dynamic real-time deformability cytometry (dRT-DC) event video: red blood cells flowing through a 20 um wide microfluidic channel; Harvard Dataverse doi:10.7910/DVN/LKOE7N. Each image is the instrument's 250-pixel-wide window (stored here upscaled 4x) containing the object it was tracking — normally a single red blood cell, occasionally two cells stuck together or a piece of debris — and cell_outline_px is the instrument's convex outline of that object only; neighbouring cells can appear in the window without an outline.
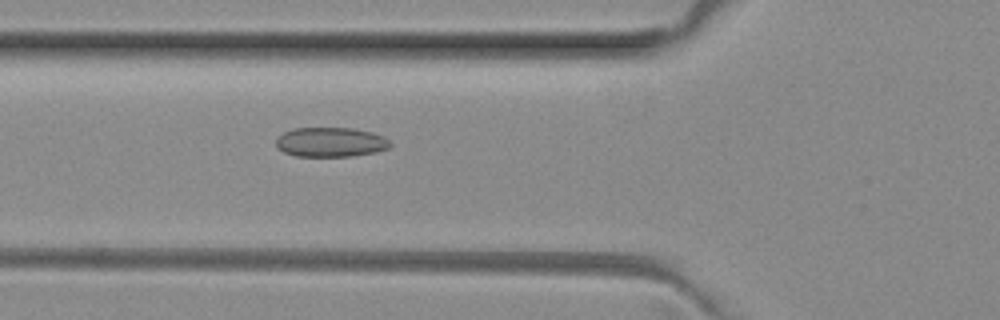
{"species": "common noctule bat (a hibernating species)", "species_latin": "Nyctalus noctula", "temperature_condition": "room temperature", "stored_images_in_passage": 7, "camera_frame_rate_fps": 3000, "um_per_image_px": 0.085, "animal": {"sex": "female", "body_mass_g": 29.2, "forearm_length_mm": 56.3}, "frame": {"image": 1, "passage_image": 7, "time_ms": 2.0, "image_size_px": [1000, 320], "cell_outline_px": [[392, 144], [388, 148], [376, 152], [352, 156], [296, 156], [284, 152], [276, 144], [276, 136], [292, 128], [352, 128], [372, 132], [384, 136]], "centroid_in_image_um": [28.11, 12.07], "position_along_channel_um": 97.7, "area_um2": 19.71}}